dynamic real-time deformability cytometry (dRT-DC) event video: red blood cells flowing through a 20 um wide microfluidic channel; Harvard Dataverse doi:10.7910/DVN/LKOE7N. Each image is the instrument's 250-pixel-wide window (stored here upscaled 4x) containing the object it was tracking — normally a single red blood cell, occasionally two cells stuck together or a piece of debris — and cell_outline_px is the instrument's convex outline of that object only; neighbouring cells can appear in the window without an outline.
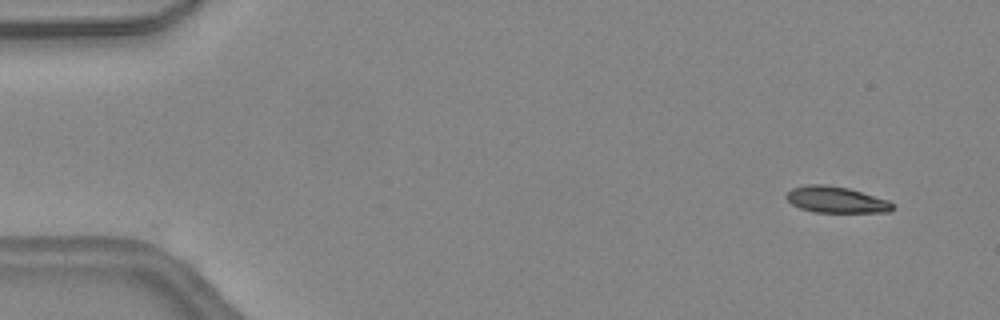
{"species": "common noctule bat (a hibernating species)", "species_latin": "Nyctalus noctula", "temperature_condition": "warm", "stored_images_in_passage": 45, "camera_frame_rate_fps": 3000, "um_per_image_px": 0.085, "animal": {"sex": "female", "body_mass_g": 24.6, "forearm_length_mm": 56.2}, "frame": {"image": 1, "passage_image": 3, "time_ms": 0.667, "image_size_px": [1000, 320], "cell_outline_px": [[892, 208], [888, 212], [812, 212], [800, 208], [792, 204], [784, 196], [792, 188], [808, 184], [820, 184], [848, 188], [888, 200], [892, 204]], "centroid_in_image_um": [71.02, 16.97], "position_along_channel_um": 14.0, "area_um2": 16.07}}
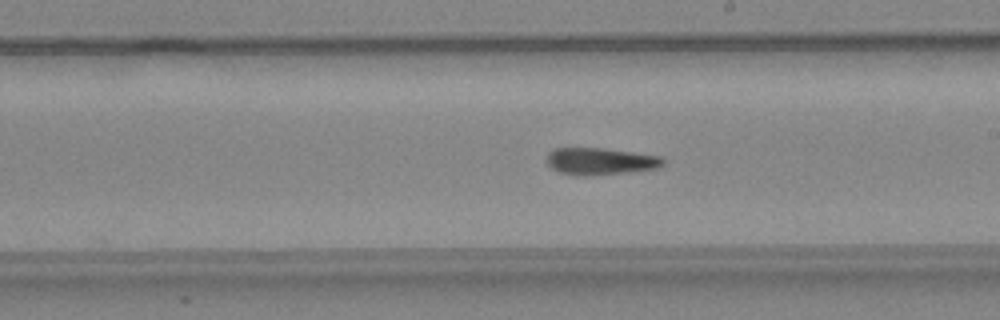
{"frame": {"image": 2, "passage_image": 26, "time_ms": 8.333, "image_size_px": [1000, 320], "cell_outline_px": [[664, 164], [656, 168], [632, 172], [584, 176], [580, 176], [560, 172], [552, 168], [544, 160], [548, 152], [552, 148], [600, 148], [632, 152], [660, 156], [664, 160]], "centroid_in_image_um": [50.98, 13.71], "position_along_channel_um": 238.0, "area_um2": 18.38}}
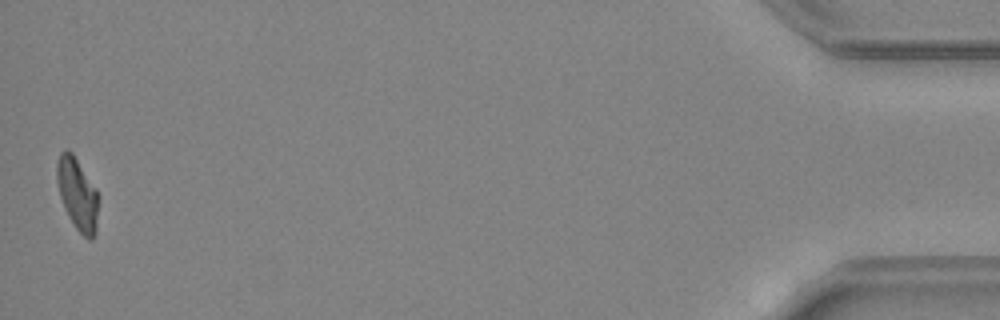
{"frame": {"image": 3, "passage_image": 45, "time_ms": 14.667, "image_size_px": [1000, 320], "cell_outline_px": [[96, 232], [92, 240], [88, 240], [76, 228], [68, 216], [64, 208], [60, 196], [56, 180], [56, 164], [60, 152], [64, 148], [68, 148], [72, 152], [96, 188]], "centroid_in_image_um": [6.53, 16.45], "position_along_channel_um": 428.7, "area_um2": 17.28}, "authors_computed_cell_mechanics": {"area_um2": 17.9758, "velocity_mm_per_s": 4.51, "shape_relaxation_time_tau1_ms": 8.656, "shape_relaxation_time_tau2_ms": 3.6182, "deformation_change_tau1": 0.3021, "deformation_change_tau2": 0.1374}}